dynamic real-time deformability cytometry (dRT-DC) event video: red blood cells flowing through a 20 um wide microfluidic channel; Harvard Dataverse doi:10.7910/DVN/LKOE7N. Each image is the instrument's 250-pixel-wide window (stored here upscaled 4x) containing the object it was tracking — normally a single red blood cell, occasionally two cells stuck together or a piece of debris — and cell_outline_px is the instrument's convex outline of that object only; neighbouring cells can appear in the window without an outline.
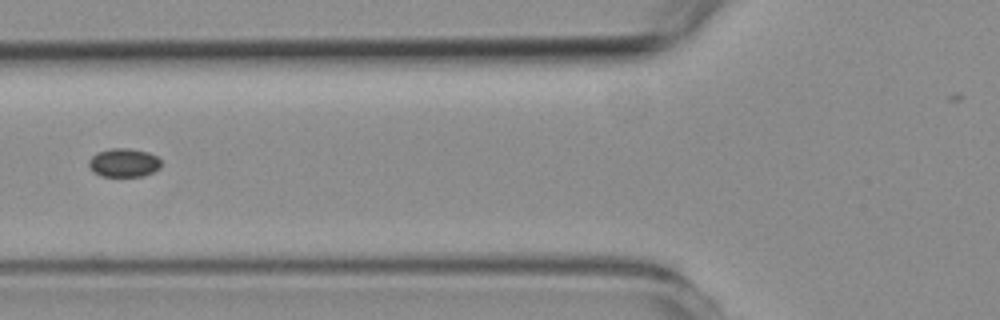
{"species": "common noctule bat (a hibernating species)", "species_latin": "Nyctalus noctula", "temperature_condition": "room temperature", "stored_images_in_passage": 15, "camera_frame_rate_fps": 3000, "um_per_image_px": 0.085, "animal": {"sex": "female", "body_mass_g": 19.3, "forearm_length_mm": 54.1}, "frame": {"image": 1, "passage_image": 5, "time_ms": 5.667, "image_size_px": [1000, 320], "cell_outline_px": [[160, 168], [144, 176], [100, 176], [92, 172], [88, 164], [88, 160], [96, 152], [112, 148], [128, 148], [148, 152], [156, 156], [160, 160]], "centroid_in_image_um": [10.49, 13.83], "position_along_channel_um": 115.3, "area_um2": 12.14}}
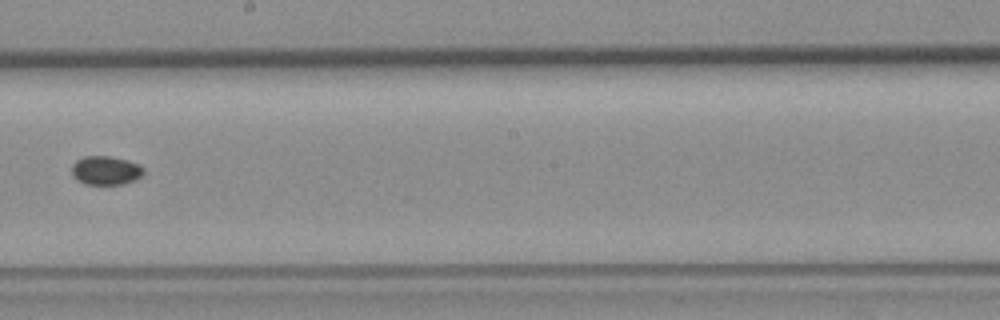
{"frame": {"image": 2, "passage_image": 8, "time_ms": 9.0, "image_size_px": [1000, 320], "cell_outline_px": [[144, 172], [136, 180], [124, 184], [84, 184], [72, 172], [72, 164], [76, 160], [84, 156], [108, 156], [128, 160], [140, 164], [144, 168]], "centroid_in_image_um": [9.03, 14.47], "position_along_channel_um": 239.2, "area_um2": 12.02}}
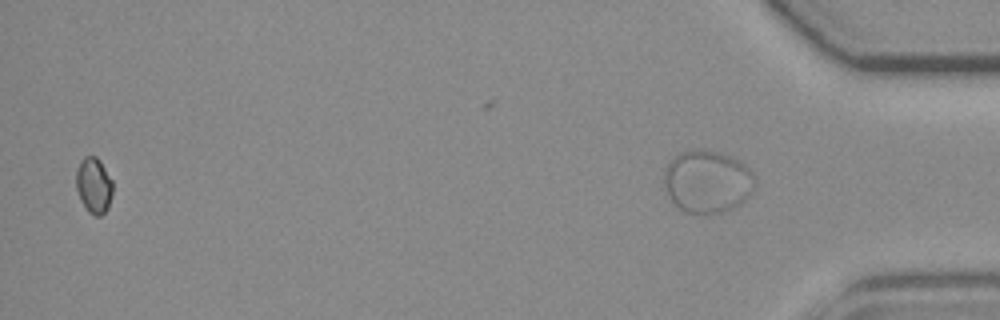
{"frame": {"image": 3, "passage_image": 14, "time_ms": 16.667, "image_size_px": [1000, 320], "cell_outline_px": [[112, 192], [108, 208], [100, 216], [96, 216], [88, 212], [80, 200], [76, 188], [76, 172], [80, 160], [84, 156], [96, 156], [100, 160], [112, 180]], "centroid_in_image_um": [7.96, 15.75], "position_along_channel_um": 427.2, "area_um2": 11.96}}